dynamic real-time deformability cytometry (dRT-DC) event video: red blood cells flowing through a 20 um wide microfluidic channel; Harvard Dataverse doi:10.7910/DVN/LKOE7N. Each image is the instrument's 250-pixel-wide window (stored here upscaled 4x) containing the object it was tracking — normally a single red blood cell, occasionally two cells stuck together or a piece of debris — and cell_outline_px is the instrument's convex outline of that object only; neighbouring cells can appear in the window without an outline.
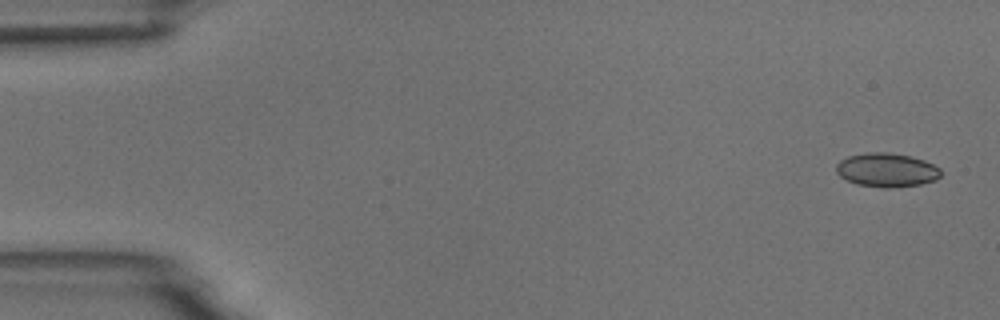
{"species": "common noctule bat (a hibernating species)", "species_latin": "Nyctalus noctula", "temperature_condition": "room temperature", "stored_images_in_passage": 5, "camera_frame_rate_fps": 3000, "um_per_image_px": 0.085, "animal": {"sex": "male", "body_mass_g": 18.8}, "frame": {"image": 1, "passage_image": 1, "time_ms": 0.0, "image_size_px": [1000, 320], "cell_outline_px": [[940, 176], [936, 180], [920, 184], [888, 188], [884, 188], [856, 184], [840, 176], [836, 172], [836, 164], [840, 160], [848, 156], [864, 152], [888, 152], [912, 156], [924, 160], [940, 168]], "centroid_in_image_um": [75.35, 14.44], "position_along_channel_um": 9.6, "area_um2": 20.75}}
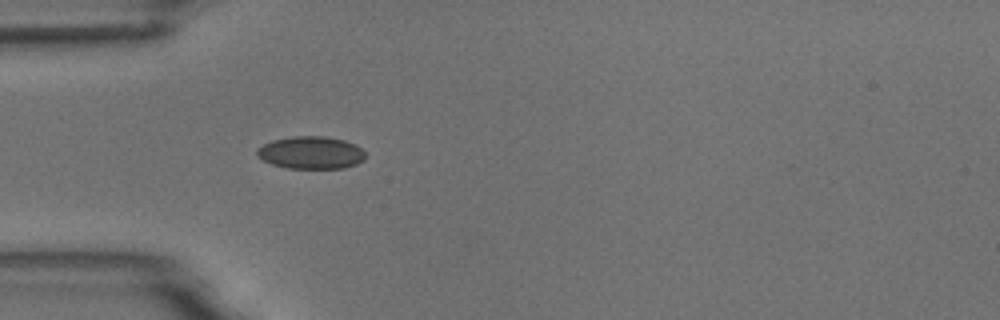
{"frame": {"image": 2, "passage_image": 5, "time_ms": 4.667, "image_size_px": [1000, 320], "cell_outline_px": [[364, 160], [356, 164], [344, 168], [288, 168], [272, 164], [256, 156], [256, 148], [272, 140], [292, 136], [324, 136], [344, 140], [356, 144], [364, 152]], "centroid_in_image_um": [26.41, 12.97], "position_along_channel_um": 58.6, "area_um2": 20.58}}